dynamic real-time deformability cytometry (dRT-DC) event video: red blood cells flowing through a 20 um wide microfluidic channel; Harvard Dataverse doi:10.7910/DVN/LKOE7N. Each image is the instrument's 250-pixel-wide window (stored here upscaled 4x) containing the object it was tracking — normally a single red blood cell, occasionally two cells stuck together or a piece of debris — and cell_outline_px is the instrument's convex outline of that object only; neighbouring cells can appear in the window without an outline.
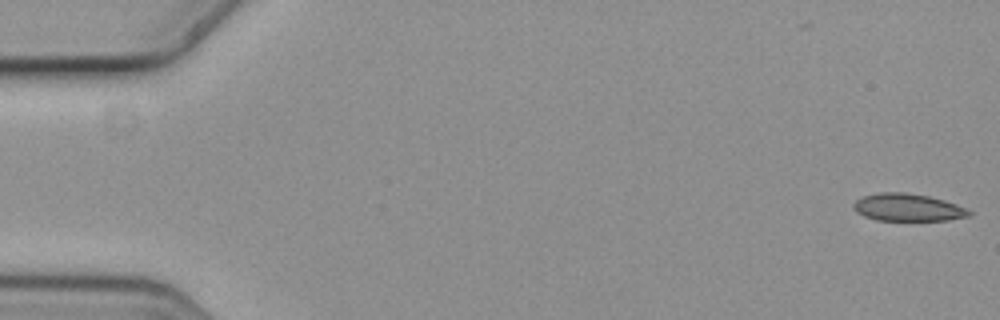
{"species": "common noctule bat (a hibernating species)", "species_latin": "Nyctalus noctula", "temperature_condition": "cold", "stored_images_in_passage": 4, "camera_frame_rate_fps": 3000, "um_per_image_px": 0.085, "animal": {"sex": "female", "body_mass_g": 19.3, "forearm_length_mm": 54.1}, "frame": {"image": 1, "passage_image": 1, "time_ms": 0.0, "image_size_px": [1000, 320], "cell_outline_px": [[972, 216], [948, 220], [876, 220], [864, 216], [856, 212], [852, 208], [852, 204], [856, 200], [864, 196], [880, 192], [904, 192], [928, 196], [944, 200], [968, 208], [972, 212]], "centroid_in_image_um": [77.18, 17.63], "position_along_channel_um": 7.8, "area_um2": 18.61}}
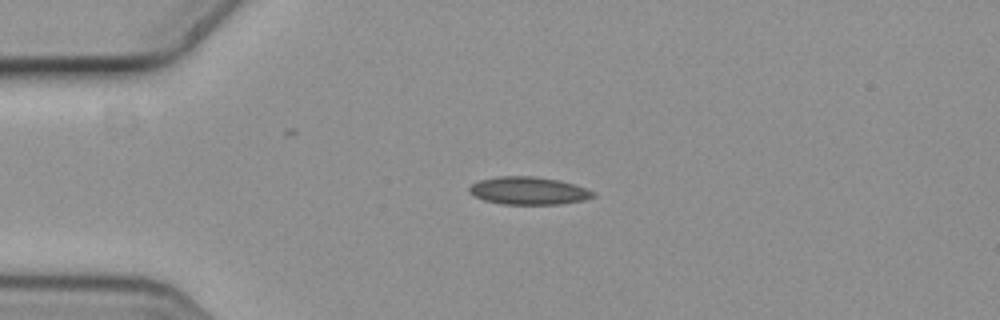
{"frame": {"image": 2, "passage_image": 3, "time_ms": 0.667, "image_size_px": [1000, 320], "cell_outline_px": [[596, 196], [584, 200], [560, 204], [500, 204], [484, 200], [472, 196], [468, 192], [468, 188], [472, 184], [480, 180], [496, 176], [532, 176], [556, 180], [572, 184], [596, 192]], "centroid_in_image_um": [44.88, 16.22], "position_along_channel_um": 40.1, "area_um2": 20.0}}